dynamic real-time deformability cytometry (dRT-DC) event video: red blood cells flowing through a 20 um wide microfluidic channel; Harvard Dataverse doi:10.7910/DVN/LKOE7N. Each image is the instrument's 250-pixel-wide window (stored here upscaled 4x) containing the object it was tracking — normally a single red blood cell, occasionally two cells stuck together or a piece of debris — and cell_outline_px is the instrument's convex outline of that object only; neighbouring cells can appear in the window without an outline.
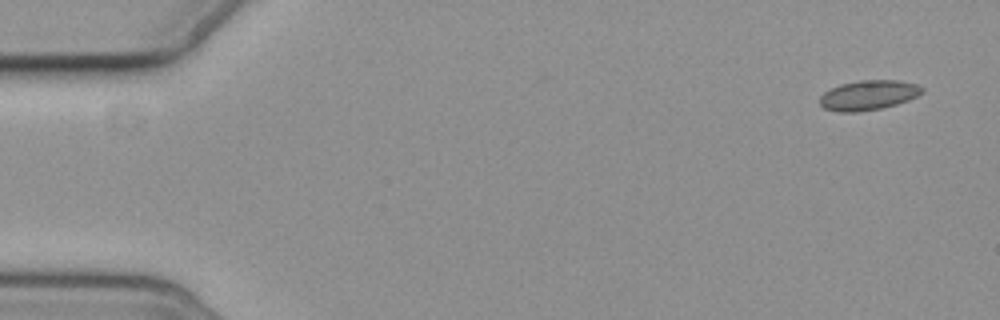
{"species": "common noctule bat (a hibernating species)", "species_latin": "Nyctalus noctula", "temperature_condition": "cold", "stored_images_in_passage": 5, "camera_frame_rate_fps": 3000, "um_per_image_px": 0.085, "animal": {"sex": "female", "body_mass_g": 19.3, "forearm_length_mm": 54.1}, "frame": {"image": 1, "passage_image": 1, "time_ms": 0.0, "image_size_px": [1000, 320], "cell_outline_px": [[924, 92], [908, 100], [896, 104], [880, 108], [860, 112], [840, 112], [824, 108], [820, 104], [820, 96], [824, 92], [840, 84], [860, 80], [896, 80], [916, 84], [924, 88]], "centroid_in_image_um": [73.81, 8.09], "position_along_channel_um": 11.2, "area_um2": 17.69}}
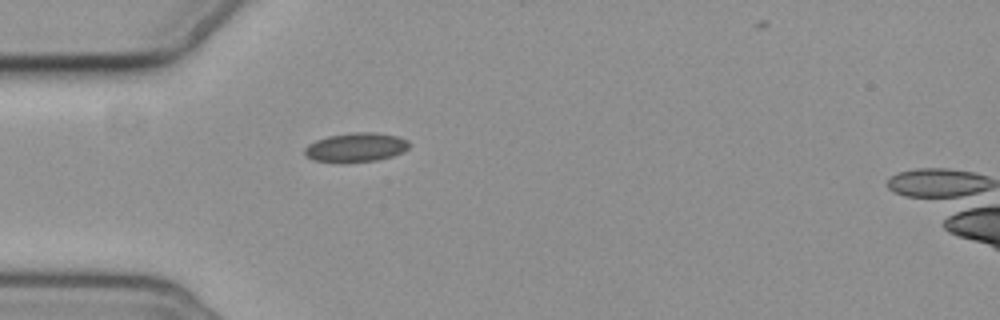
{"frame": {"image": 2, "passage_image": 5, "time_ms": 4.667, "image_size_px": [1000, 320], "cell_outline_px": [[408, 148], [404, 152], [392, 156], [376, 160], [312, 160], [304, 152], [304, 148], [308, 144], [316, 140], [328, 136], [352, 132], [376, 132], [400, 136], [408, 140]], "centroid_in_image_um": [30.31, 12.47], "position_along_channel_um": 54.7, "area_um2": 17.22}}